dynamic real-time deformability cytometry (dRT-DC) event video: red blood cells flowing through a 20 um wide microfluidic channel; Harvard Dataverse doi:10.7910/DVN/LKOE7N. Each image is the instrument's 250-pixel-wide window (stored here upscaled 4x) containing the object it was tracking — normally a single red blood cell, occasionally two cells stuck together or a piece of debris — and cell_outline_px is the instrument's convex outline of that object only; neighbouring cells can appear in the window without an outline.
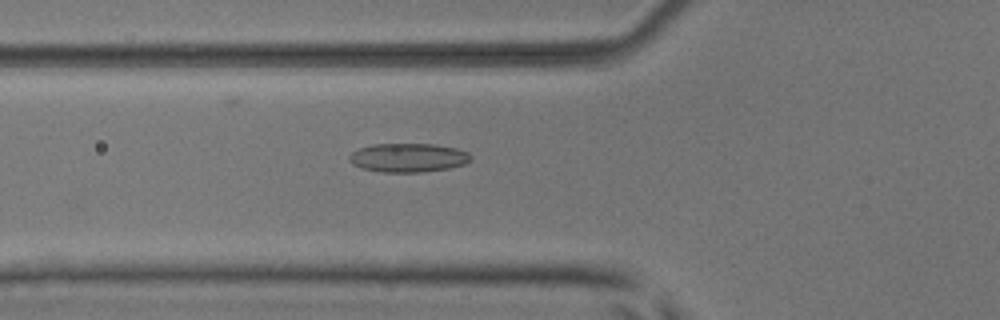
{"species": "common noctule bat (a hibernating species)", "species_latin": "Nyctalus noctula", "temperature_condition": "room temperature", "stored_images_in_passage": 44, "camera_frame_rate_fps": 3000, "um_per_image_px": 0.085, "animal": {"sex": "male", "body_mass_g": 17.9, "forearm_length_mm": 54.2}, "frame": {"image": 1, "passage_image": 11, "time_ms": 3.333, "image_size_px": [1000, 320], "cell_outline_px": [[472, 160], [464, 164], [448, 168], [420, 172], [384, 172], [360, 168], [352, 164], [348, 160], [348, 156], [352, 152], [360, 148], [372, 144], [436, 144], [456, 148], [468, 152], [472, 156]], "centroid_in_image_um": [34.69, 13.4], "position_along_channel_um": 91.1, "area_um2": 20.52}}
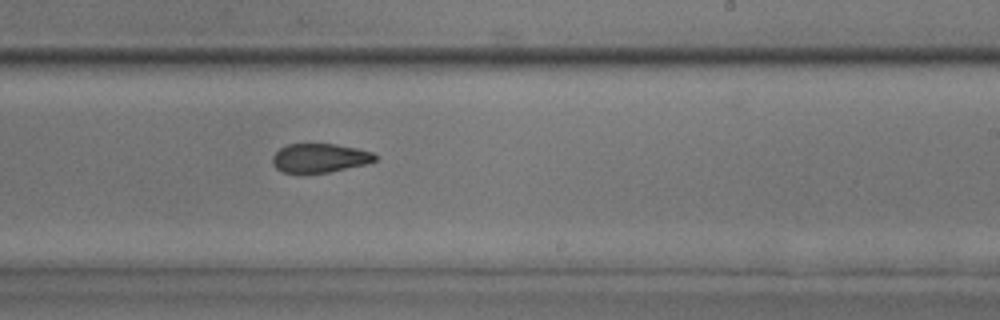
{"frame": {"image": 2, "passage_image": 24, "time_ms": 7.667, "image_size_px": [1000, 320], "cell_outline_px": [[376, 160], [364, 164], [328, 172], [284, 172], [276, 168], [272, 164], [272, 156], [280, 148], [288, 144], [336, 144], [360, 148], [372, 152], [376, 156]], "centroid_in_image_um": [27.17, 13.41], "position_along_channel_um": 261.8, "area_um2": 17.11}}
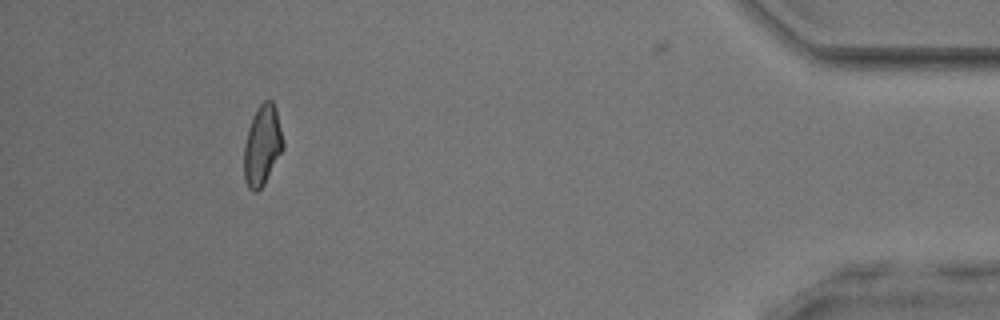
{"frame": {"image": 3, "passage_image": 40, "time_ms": 13.0, "image_size_px": [1000, 320], "cell_outline_px": [[284, 148], [264, 184], [256, 192], [252, 192], [248, 188], [244, 180], [244, 144], [248, 128], [252, 116], [260, 104], [264, 100], [272, 100], [276, 108], [284, 144]], "centroid_in_image_um": [22.28, 12.36], "position_along_channel_um": 412.9, "area_um2": 18.38}, "authors_computed_cell_mechanics": {"area_um2": 18.5827, "velocity_mm_per_s": 3.9521, "shape_relaxation_time_tau1_ms": null, "shape_relaxation_time_tau2_ms": 2.3949, "deformation_change_tau1": null, "deformation_change_tau2": 0.0923}}